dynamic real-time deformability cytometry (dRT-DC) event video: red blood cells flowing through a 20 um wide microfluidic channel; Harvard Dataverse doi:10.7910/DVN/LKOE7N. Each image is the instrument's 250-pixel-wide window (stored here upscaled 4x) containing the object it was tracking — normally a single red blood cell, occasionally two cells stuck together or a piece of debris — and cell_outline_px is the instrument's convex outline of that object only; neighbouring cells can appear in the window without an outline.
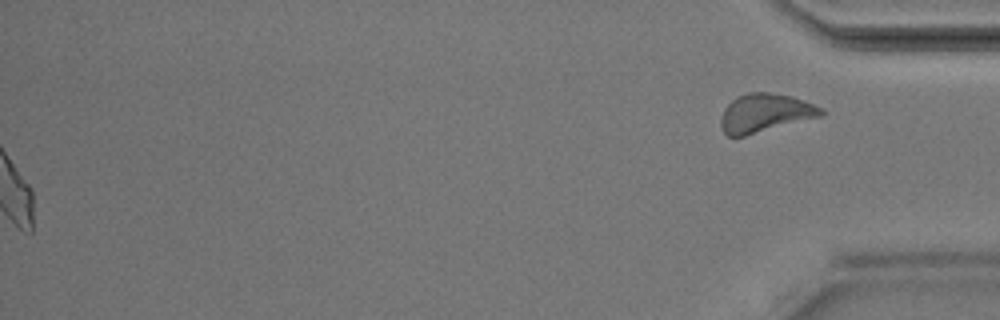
{"species": "Egyptian fruit bat (a non-hibernating species)", "species_latin": "Rousettus aegyptiacus", "temperature_condition": "room temperature", "stored_images_in_passage": 43, "segment_of_instrument_passage": [2, 2], "camera_frame_rate_fps": 3000, "um_per_image_px": 0.085, "animal": {"sex": "male"}, "frame": {"image": 1, "passage_image": 43, "time_ms": 14.0, "image_size_px": [1000, 320], "cell_outline_px": [[824, 116], [744, 136], [728, 136], [724, 132], [720, 124], [720, 120], [724, 108], [736, 96], [748, 92], [768, 92], [792, 96], [804, 100], [824, 108]], "centroid_in_image_um": [65.06, 9.6], "position_along_channel_um": 370.1, "area_um2": 22.72}}